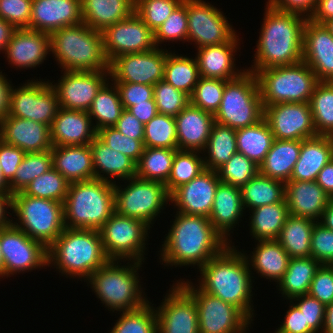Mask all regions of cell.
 Segmentation results:
<instances>
[{
	"instance_id": "74",
	"label": "cell",
	"mask_w": 333,
	"mask_h": 333,
	"mask_svg": "<svg viewBox=\"0 0 333 333\" xmlns=\"http://www.w3.org/2000/svg\"><path fill=\"white\" fill-rule=\"evenodd\" d=\"M318 222L321 223L325 228L333 231V199L329 202L328 206L323 211V214Z\"/></svg>"
},
{
	"instance_id": "60",
	"label": "cell",
	"mask_w": 333,
	"mask_h": 333,
	"mask_svg": "<svg viewBox=\"0 0 333 333\" xmlns=\"http://www.w3.org/2000/svg\"><path fill=\"white\" fill-rule=\"evenodd\" d=\"M291 302L303 312L305 324H308L314 333H322L326 306L309 294L294 297Z\"/></svg>"
},
{
	"instance_id": "26",
	"label": "cell",
	"mask_w": 333,
	"mask_h": 333,
	"mask_svg": "<svg viewBox=\"0 0 333 333\" xmlns=\"http://www.w3.org/2000/svg\"><path fill=\"white\" fill-rule=\"evenodd\" d=\"M4 52L13 68H37L51 54L50 36L28 28L16 29Z\"/></svg>"
},
{
	"instance_id": "35",
	"label": "cell",
	"mask_w": 333,
	"mask_h": 333,
	"mask_svg": "<svg viewBox=\"0 0 333 333\" xmlns=\"http://www.w3.org/2000/svg\"><path fill=\"white\" fill-rule=\"evenodd\" d=\"M257 245L252 254L249 256L244 252L250 270L257 271L261 278L269 279L276 282L281 280L286 272L290 257L285 249L277 240H261L256 241Z\"/></svg>"
},
{
	"instance_id": "13",
	"label": "cell",
	"mask_w": 333,
	"mask_h": 333,
	"mask_svg": "<svg viewBox=\"0 0 333 333\" xmlns=\"http://www.w3.org/2000/svg\"><path fill=\"white\" fill-rule=\"evenodd\" d=\"M187 280V281H185ZM177 282L194 298L199 333H247L252 321L237 307L204 292L188 279Z\"/></svg>"
},
{
	"instance_id": "32",
	"label": "cell",
	"mask_w": 333,
	"mask_h": 333,
	"mask_svg": "<svg viewBox=\"0 0 333 333\" xmlns=\"http://www.w3.org/2000/svg\"><path fill=\"white\" fill-rule=\"evenodd\" d=\"M333 159L332 136L318 135L302 140L299 159L290 181H316L318 173Z\"/></svg>"
},
{
	"instance_id": "25",
	"label": "cell",
	"mask_w": 333,
	"mask_h": 333,
	"mask_svg": "<svg viewBox=\"0 0 333 333\" xmlns=\"http://www.w3.org/2000/svg\"><path fill=\"white\" fill-rule=\"evenodd\" d=\"M0 140L25 153L52 149L49 125L15 116L7 115L0 121Z\"/></svg>"
},
{
	"instance_id": "65",
	"label": "cell",
	"mask_w": 333,
	"mask_h": 333,
	"mask_svg": "<svg viewBox=\"0 0 333 333\" xmlns=\"http://www.w3.org/2000/svg\"><path fill=\"white\" fill-rule=\"evenodd\" d=\"M290 305L284 317V321L276 328L274 333H314L308 324H305L303 312L293 303ZM292 303V304H291Z\"/></svg>"
},
{
	"instance_id": "2",
	"label": "cell",
	"mask_w": 333,
	"mask_h": 333,
	"mask_svg": "<svg viewBox=\"0 0 333 333\" xmlns=\"http://www.w3.org/2000/svg\"><path fill=\"white\" fill-rule=\"evenodd\" d=\"M199 287L226 303L240 309L251 321L254 314L252 297L253 271L250 270L242 250L229 244L220 254L199 269Z\"/></svg>"
},
{
	"instance_id": "44",
	"label": "cell",
	"mask_w": 333,
	"mask_h": 333,
	"mask_svg": "<svg viewBox=\"0 0 333 333\" xmlns=\"http://www.w3.org/2000/svg\"><path fill=\"white\" fill-rule=\"evenodd\" d=\"M236 152V130L215 122L206 148L202 152L205 155H202L205 168L216 171L220 166L226 164Z\"/></svg>"
},
{
	"instance_id": "38",
	"label": "cell",
	"mask_w": 333,
	"mask_h": 333,
	"mask_svg": "<svg viewBox=\"0 0 333 333\" xmlns=\"http://www.w3.org/2000/svg\"><path fill=\"white\" fill-rule=\"evenodd\" d=\"M250 212L248 225L255 241L276 240L290 215L286 201L259 206Z\"/></svg>"
},
{
	"instance_id": "3",
	"label": "cell",
	"mask_w": 333,
	"mask_h": 333,
	"mask_svg": "<svg viewBox=\"0 0 333 333\" xmlns=\"http://www.w3.org/2000/svg\"><path fill=\"white\" fill-rule=\"evenodd\" d=\"M261 32L256 45L254 62L248 71L294 65L302 61L303 29L307 18L278 11L265 4Z\"/></svg>"
},
{
	"instance_id": "22",
	"label": "cell",
	"mask_w": 333,
	"mask_h": 333,
	"mask_svg": "<svg viewBox=\"0 0 333 333\" xmlns=\"http://www.w3.org/2000/svg\"><path fill=\"white\" fill-rule=\"evenodd\" d=\"M220 182L215 170L205 169L190 182L174 189L169 194L170 202L175 210L177 208L176 212L208 218Z\"/></svg>"
},
{
	"instance_id": "43",
	"label": "cell",
	"mask_w": 333,
	"mask_h": 333,
	"mask_svg": "<svg viewBox=\"0 0 333 333\" xmlns=\"http://www.w3.org/2000/svg\"><path fill=\"white\" fill-rule=\"evenodd\" d=\"M113 85V86H112ZM124 107L121 103L118 89L110 79L101 87L94 98L88 114L95 130L113 127L120 118Z\"/></svg>"
},
{
	"instance_id": "71",
	"label": "cell",
	"mask_w": 333,
	"mask_h": 333,
	"mask_svg": "<svg viewBox=\"0 0 333 333\" xmlns=\"http://www.w3.org/2000/svg\"><path fill=\"white\" fill-rule=\"evenodd\" d=\"M316 183L333 199V159L318 173Z\"/></svg>"
},
{
	"instance_id": "49",
	"label": "cell",
	"mask_w": 333,
	"mask_h": 333,
	"mask_svg": "<svg viewBox=\"0 0 333 333\" xmlns=\"http://www.w3.org/2000/svg\"><path fill=\"white\" fill-rule=\"evenodd\" d=\"M52 168L51 150L44 152L26 153L20 163L14 178L9 182L11 194L24 191L38 176Z\"/></svg>"
},
{
	"instance_id": "14",
	"label": "cell",
	"mask_w": 333,
	"mask_h": 333,
	"mask_svg": "<svg viewBox=\"0 0 333 333\" xmlns=\"http://www.w3.org/2000/svg\"><path fill=\"white\" fill-rule=\"evenodd\" d=\"M40 80V81H38ZM51 80L32 79L10 91L8 116H15L51 126L59 107ZM15 87V88H14Z\"/></svg>"
},
{
	"instance_id": "8",
	"label": "cell",
	"mask_w": 333,
	"mask_h": 333,
	"mask_svg": "<svg viewBox=\"0 0 333 333\" xmlns=\"http://www.w3.org/2000/svg\"><path fill=\"white\" fill-rule=\"evenodd\" d=\"M263 108L267 105L309 102L319 82L315 73L304 62L266 68L255 73Z\"/></svg>"
},
{
	"instance_id": "59",
	"label": "cell",
	"mask_w": 333,
	"mask_h": 333,
	"mask_svg": "<svg viewBox=\"0 0 333 333\" xmlns=\"http://www.w3.org/2000/svg\"><path fill=\"white\" fill-rule=\"evenodd\" d=\"M31 15L32 0H0V18L16 29H29Z\"/></svg>"
},
{
	"instance_id": "7",
	"label": "cell",
	"mask_w": 333,
	"mask_h": 333,
	"mask_svg": "<svg viewBox=\"0 0 333 333\" xmlns=\"http://www.w3.org/2000/svg\"><path fill=\"white\" fill-rule=\"evenodd\" d=\"M63 212L65 227L99 230L115 212L114 183L100 179L69 183Z\"/></svg>"
},
{
	"instance_id": "4",
	"label": "cell",
	"mask_w": 333,
	"mask_h": 333,
	"mask_svg": "<svg viewBox=\"0 0 333 333\" xmlns=\"http://www.w3.org/2000/svg\"><path fill=\"white\" fill-rule=\"evenodd\" d=\"M110 259L106 255L99 230L67 228L48 247V267L61 276L87 280Z\"/></svg>"
},
{
	"instance_id": "16",
	"label": "cell",
	"mask_w": 333,
	"mask_h": 333,
	"mask_svg": "<svg viewBox=\"0 0 333 333\" xmlns=\"http://www.w3.org/2000/svg\"><path fill=\"white\" fill-rule=\"evenodd\" d=\"M187 18V42H194L196 49L220 45L238 35L224 13L204 0H187Z\"/></svg>"
},
{
	"instance_id": "51",
	"label": "cell",
	"mask_w": 333,
	"mask_h": 333,
	"mask_svg": "<svg viewBox=\"0 0 333 333\" xmlns=\"http://www.w3.org/2000/svg\"><path fill=\"white\" fill-rule=\"evenodd\" d=\"M154 304L121 313L109 333H157V316Z\"/></svg>"
},
{
	"instance_id": "61",
	"label": "cell",
	"mask_w": 333,
	"mask_h": 333,
	"mask_svg": "<svg viewBox=\"0 0 333 333\" xmlns=\"http://www.w3.org/2000/svg\"><path fill=\"white\" fill-rule=\"evenodd\" d=\"M310 245L311 257L321 265H328L333 260V231L318 221L314 224Z\"/></svg>"
},
{
	"instance_id": "36",
	"label": "cell",
	"mask_w": 333,
	"mask_h": 333,
	"mask_svg": "<svg viewBox=\"0 0 333 333\" xmlns=\"http://www.w3.org/2000/svg\"><path fill=\"white\" fill-rule=\"evenodd\" d=\"M83 22L103 31L135 12V0H81Z\"/></svg>"
},
{
	"instance_id": "21",
	"label": "cell",
	"mask_w": 333,
	"mask_h": 333,
	"mask_svg": "<svg viewBox=\"0 0 333 333\" xmlns=\"http://www.w3.org/2000/svg\"><path fill=\"white\" fill-rule=\"evenodd\" d=\"M108 80L109 71H64L58 82L51 85L56 90L60 108L88 111Z\"/></svg>"
},
{
	"instance_id": "47",
	"label": "cell",
	"mask_w": 333,
	"mask_h": 333,
	"mask_svg": "<svg viewBox=\"0 0 333 333\" xmlns=\"http://www.w3.org/2000/svg\"><path fill=\"white\" fill-rule=\"evenodd\" d=\"M309 104L316 134L333 136V82L319 81Z\"/></svg>"
},
{
	"instance_id": "55",
	"label": "cell",
	"mask_w": 333,
	"mask_h": 333,
	"mask_svg": "<svg viewBox=\"0 0 333 333\" xmlns=\"http://www.w3.org/2000/svg\"><path fill=\"white\" fill-rule=\"evenodd\" d=\"M226 80L200 77L190 96V103L213 115L218 111Z\"/></svg>"
},
{
	"instance_id": "18",
	"label": "cell",
	"mask_w": 333,
	"mask_h": 333,
	"mask_svg": "<svg viewBox=\"0 0 333 333\" xmlns=\"http://www.w3.org/2000/svg\"><path fill=\"white\" fill-rule=\"evenodd\" d=\"M104 53L110 62L117 56L156 48L154 32L134 12L102 31Z\"/></svg>"
},
{
	"instance_id": "5",
	"label": "cell",
	"mask_w": 333,
	"mask_h": 333,
	"mask_svg": "<svg viewBox=\"0 0 333 333\" xmlns=\"http://www.w3.org/2000/svg\"><path fill=\"white\" fill-rule=\"evenodd\" d=\"M121 262L126 263V260H109L84 281L87 286L90 284L102 305L113 313L134 311L149 302L138 275L143 263L128 260L121 265Z\"/></svg>"
},
{
	"instance_id": "24",
	"label": "cell",
	"mask_w": 333,
	"mask_h": 333,
	"mask_svg": "<svg viewBox=\"0 0 333 333\" xmlns=\"http://www.w3.org/2000/svg\"><path fill=\"white\" fill-rule=\"evenodd\" d=\"M82 22L81 0H32L31 30L50 34Z\"/></svg>"
},
{
	"instance_id": "45",
	"label": "cell",
	"mask_w": 333,
	"mask_h": 333,
	"mask_svg": "<svg viewBox=\"0 0 333 333\" xmlns=\"http://www.w3.org/2000/svg\"><path fill=\"white\" fill-rule=\"evenodd\" d=\"M171 51L167 52L164 80L191 96L200 78L196 57L190 58Z\"/></svg>"
},
{
	"instance_id": "29",
	"label": "cell",
	"mask_w": 333,
	"mask_h": 333,
	"mask_svg": "<svg viewBox=\"0 0 333 333\" xmlns=\"http://www.w3.org/2000/svg\"><path fill=\"white\" fill-rule=\"evenodd\" d=\"M174 118L177 149L203 152L215 123L214 115L189 103Z\"/></svg>"
},
{
	"instance_id": "39",
	"label": "cell",
	"mask_w": 333,
	"mask_h": 333,
	"mask_svg": "<svg viewBox=\"0 0 333 333\" xmlns=\"http://www.w3.org/2000/svg\"><path fill=\"white\" fill-rule=\"evenodd\" d=\"M320 263L313 257L290 258L288 268L284 276L277 283L278 291L286 300L308 294ZM279 284V285H278Z\"/></svg>"
},
{
	"instance_id": "57",
	"label": "cell",
	"mask_w": 333,
	"mask_h": 333,
	"mask_svg": "<svg viewBox=\"0 0 333 333\" xmlns=\"http://www.w3.org/2000/svg\"><path fill=\"white\" fill-rule=\"evenodd\" d=\"M182 1L135 0V13L155 32Z\"/></svg>"
},
{
	"instance_id": "54",
	"label": "cell",
	"mask_w": 333,
	"mask_h": 333,
	"mask_svg": "<svg viewBox=\"0 0 333 333\" xmlns=\"http://www.w3.org/2000/svg\"><path fill=\"white\" fill-rule=\"evenodd\" d=\"M187 0H183L154 32V43L159 48L164 42L187 41ZM160 44V45H159Z\"/></svg>"
},
{
	"instance_id": "56",
	"label": "cell",
	"mask_w": 333,
	"mask_h": 333,
	"mask_svg": "<svg viewBox=\"0 0 333 333\" xmlns=\"http://www.w3.org/2000/svg\"><path fill=\"white\" fill-rule=\"evenodd\" d=\"M153 97L157 112L173 117L177 116L190 103L188 94L176 89L165 80L158 81L153 86Z\"/></svg>"
},
{
	"instance_id": "42",
	"label": "cell",
	"mask_w": 333,
	"mask_h": 333,
	"mask_svg": "<svg viewBox=\"0 0 333 333\" xmlns=\"http://www.w3.org/2000/svg\"><path fill=\"white\" fill-rule=\"evenodd\" d=\"M240 189L244 210L285 201V183L259 172Z\"/></svg>"
},
{
	"instance_id": "6",
	"label": "cell",
	"mask_w": 333,
	"mask_h": 333,
	"mask_svg": "<svg viewBox=\"0 0 333 333\" xmlns=\"http://www.w3.org/2000/svg\"><path fill=\"white\" fill-rule=\"evenodd\" d=\"M50 52L61 71H109L102 32L84 22L49 34ZM62 67V68H61Z\"/></svg>"
},
{
	"instance_id": "23",
	"label": "cell",
	"mask_w": 333,
	"mask_h": 333,
	"mask_svg": "<svg viewBox=\"0 0 333 333\" xmlns=\"http://www.w3.org/2000/svg\"><path fill=\"white\" fill-rule=\"evenodd\" d=\"M302 61L318 81L333 82V36L324 24L307 19L303 29Z\"/></svg>"
},
{
	"instance_id": "68",
	"label": "cell",
	"mask_w": 333,
	"mask_h": 333,
	"mask_svg": "<svg viewBox=\"0 0 333 333\" xmlns=\"http://www.w3.org/2000/svg\"><path fill=\"white\" fill-rule=\"evenodd\" d=\"M127 110H129L144 125L158 113L154 97L151 100L136 103L135 105L130 106Z\"/></svg>"
},
{
	"instance_id": "1",
	"label": "cell",
	"mask_w": 333,
	"mask_h": 333,
	"mask_svg": "<svg viewBox=\"0 0 333 333\" xmlns=\"http://www.w3.org/2000/svg\"><path fill=\"white\" fill-rule=\"evenodd\" d=\"M170 222L173 224L158 251L164 266H197L199 270L230 244L207 217L176 212Z\"/></svg>"
},
{
	"instance_id": "76",
	"label": "cell",
	"mask_w": 333,
	"mask_h": 333,
	"mask_svg": "<svg viewBox=\"0 0 333 333\" xmlns=\"http://www.w3.org/2000/svg\"><path fill=\"white\" fill-rule=\"evenodd\" d=\"M0 193H11L9 182L3 176V170L0 163Z\"/></svg>"
},
{
	"instance_id": "33",
	"label": "cell",
	"mask_w": 333,
	"mask_h": 333,
	"mask_svg": "<svg viewBox=\"0 0 333 333\" xmlns=\"http://www.w3.org/2000/svg\"><path fill=\"white\" fill-rule=\"evenodd\" d=\"M89 145L92 152L94 179L116 183L117 179L124 181L136 176V162L130 157L111 149L97 136Z\"/></svg>"
},
{
	"instance_id": "17",
	"label": "cell",
	"mask_w": 333,
	"mask_h": 333,
	"mask_svg": "<svg viewBox=\"0 0 333 333\" xmlns=\"http://www.w3.org/2000/svg\"><path fill=\"white\" fill-rule=\"evenodd\" d=\"M169 49L129 53L117 56L109 62V79L112 82L155 85L164 80L165 61Z\"/></svg>"
},
{
	"instance_id": "62",
	"label": "cell",
	"mask_w": 333,
	"mask_h": 333,
	"mask_svg": "<svg viewBox=\"0 0 333 333\" xmlns=\"http://www.w3.org/2000/svg\"><path fill=\"white\" fill-rule=\"evenodd\" d=\"M308 294L325 306L333 302V269L329 265H320L317 269Z\"/></svg>"
},
{
	"instance_id": "75",
	"label": "cell",
	"mask_w": 333,
	"mask_h": 333,
	"mask_svg": "<svg viewBox=\"0 0 333 333\" xmlns=\"http://www.w3.org/2000/svg\"><path fill=\"white\" fill-rule=\"evenodd\" d=\"M322 333H333V302L325 307V319Z\"/></svg>"
},
{
	"instance_id": "9",
	"label": "cell",
	"mask_w": 333,
	"mask_h": 333,
	"mask_svg": "<svg viewBox=\"0 0 333 333\" xmlns=\"http://www.w3.org/2000/svg\"><path fill=\"white\" fill-rule=\"evenodd\" d=\"M264 117V108L255 73L245 71L240 77L225 82L216 123L232 129L245 128Z\"/></svg>"
},
{
	"instance_id": "53",
	"label": "cell",
	"mask_w": 333,
	"mask_h": 333,
	"mask_svg": "<svg viewBox=\"0 0 333 333\" xmlns=\"http://www.w3.org/2000/svg\"><path fill=\"white\" fill-rule=\"evenodd\" d=\"M216 172L222 183L241 188L259 172V166L242 153L236 152Z\"/></svg>"
},
{
	"instance_id": "67",
	"label": "cell",
	"mask_w": 333,
	"mask_h": 333,
	"mask_svg": "<svg viewBox=\"0 0 333 333\" xmlns=\"http://www.w3.org/2000/svg\"><path fill=\"white\" fill-rule=\"evenodd\" d=\"M130 139H144V124H142L129 110L124 109L117 123L113 126Z\"/></svg>"
},
{
	"instance_id": "50",
	"label": "cell",
	"mask_w": 333,
	"mask_h": 333,
	"mask_svg": "<svg viewBox=\"0 0 333 333\" xmlns=\"http://www.w3.org/2000/svg\"><path fill=\"white\" fill-rule=\"evenodd\" d=\"M144 127V147L177 149V128L173 116L157 113Z\"/></svg>"
},
{
	"instance_id": "66",
	"label": "cell",
	"mask_w": 333,
	"mask_h": 333,
	"mask_svg": "<svg viewBox=\"0 0 333 333\" xmlns=\"http://www.w3.org/2000/svg\"><path fill=\"white\" fill-rule=\"evenodd\" d=\"M266 4L278 11L296 13L309 19L316 9L317 0H268Z\"/></svg>"
},
{
	"instance_id": "20",
	"label": "cell",
	"mask_w": 333,
	"mask_h": 333,
	"mask_svg": "<svg viewBox=\"0 0 333 333\" xmlns=\"http://www.w3.org/2000/svg\"><path fill=\"white\" fill-rule=\"evenodd\" d=\"M264 118L275 139L305 140L316 134L309 102H287L264 107Z\"/></svg>"
},
{
	"instance_id": "73",
	"label": "cell",
	"mask_w": 333,
	"mask_h": 333,
	"mask_svg": "<svg viewBox=\"0 0 333 333\" xmlns=\"http://www.w3.org/2000/svg\"><path fill=\"white\" fill-rule=\"evenodd\" d=\"M15 30L12 24L0 18V52L4 53Z\"/></svg>"
},
{
	"instance_id": "69",
	"label": "cell",
	"mask_w": 333,
	"mask_h": 333,
	"mask_svg": "<svg viewBox=\"0 0 333 333\" xmlns=\"http://www.w3.org/2000/svg\"><path fill=\"white\" fill-rule=\"evenodd\" d=\"M333 19V0H317L316 9L309 20L324 24Z\"/></svg>"
},
{
	"instance_id": "15",
	"label": "cell",
	"mask_w": 333,
	"mask_h": 333,
	"mask_svg": "<svg viewBox=\"0 0 333 333\" xmlns=\"http://www.w3.org/2000/svg\"><path fill=\"white\" fill-rule=\"evenodd\" d=\"M0 250L6 278L48 266V248L13 224L0 229Z\"/></svg>"
},
{
	"instance_id": "41",
	"label": "cell",
	"mask_w": 333,
	"mask_h": 333,
	"mask_svg": "<svg viewBox=\"0 0 333 333\" xmlns=\"http://www.w3.org/2000/svg\"><path fill=\"white\" fill-rule=\"evenodd\" d=\"M317 221L289 215L276 239L290 258L311 256V233Z\"/></svg>"
},
{
	"instance_id": "37",
	"label": "cell",
	"mask_w": 333,
	"mask_h": 333,
	"mask_svg": "<svg viewBox=\"0 0 333 333\" xmlns=\"http://www.w3.org/2000/svg\"><path fill=\"white\" fill-rule=\"evenodd\" d=\"M302 140L275 139L263 162L259 173L272 179L290 181L291 174L299 159Z\"/></svg>"
},
{
	"instance_id": "31",
	"label": "cell",
	"mask_w": 333,
	"mask_h": 333,
	"mask_svg": "<svg viewBox=\"0 0 333 333\" xmlns=\"http://www.w3.org/2000/svg\"><path fill=\"white\" fill-rule=\"evenodd\" d=\"M244 212L241 189L220 182L217 186L212 210L208 218L214 228L230 244H233L229 238L230 234L235 230L234 228L236 227L234 226H237Z\"/></svg>"
},
{
	"instance_id": "70",
	"label": "cell",
	"mask_w": 333,
	"mask_h": 333,
	"mask_svg": "<svg viewBox=\"0 0 333 333\" xmlns=\"http://www.w3.org/2000/svg\"><path fill=\"white\" fill-rule=\"evenodd\" d=\"M1 71V70H0ZM11 81L6 75L0 72V121L9 113L10 91L12 88Z\"/></svg>"
},
{
	"instance_id": "72",
	"label": "cell",
	"mask_w": 333,
	"mask_h": 333,
	"mask_svg": "<svg viewBox=\"0 0 333 333\" xmlns=\"http://www.w3.org/2000/svg\"><path fill=\"white\" fill-rule=\"evenodd\" d=\"M10 208V210H9ZM13 208V195L11 193H0V229L8 227L12 224L13 218L7 217L12 215L7 210L11 211Z\"/></svg>"
},
{
	"instance_id": "52",
	"label": "cell",
	"mask_w": 333,
	"mask_h": 333,
	"mask_svg": "<svg viewBox=\"0 0 333 333\" xmlns=\"http://www.w3.org/2000/svg\"><path fill=\"white\" fill-rule=\"evenodd\" d=\"M69 182L53 167L35 178L23 191L26 195L64 203Z\"/></svg>"
},
{
	"instance_id": "12",
	"label": "cell",
	"mask_w": 333,
	"mask_h": 333,
	"mask_svg": "<svg viewBox=\"0 0 333 333\" xmlns=\"http://www.w3.org/2000/svg\"><path fill=\"white\" fill-rule=\"evenodd\" d=\"M150 228L141 220L114 212L99 229L106 255L110 260L144 262Z\"/></svg>"
},
{
	"instance_id": "46",
	"label": "cell",
	"mask_w": 333,
	"mask_h": 333,
	"mask_svg": "<svg viewBox=\"0 0 333 333\" xmlns=\"http://www.w3.org/2000/svg\"><path fill=\"white\" fill-rule=\"evenodd\" d=\"M178 149L144 147L136 163V177L166 184Z\"/></svg>"
},
{
	"instance_id": "34",
	"label": "cell",
	"mask_w": 333,
	"mask_h": 333,
	"mask_svg": "<svg viewBox=\"0 0 333 333\" xmlns=\"http://www.w3.org/2000/svg\"><path fill=\"white\" fill-rule=\"evenodd\" d=\"M52 167L69 183L94 179L90 145L52 146Z\"/></svg>"
},
{
	"instance_id": "27",
	"label": "cell",
	"mask_w": 333,
	"mask_h": 333,
	"mask_svg": "<svg viewBox=\"0 0 333 333\" xmlns=\"http://www.w3.org/2000/svg\"><path fill=\"white\" fill-rule=\"evenodd\" d=\"M239 36L220 45L203 46L196 49V60L200 77L230 81L240 77L247 69L236 68L235 55L239 50ZM235 62V63H234Z\"/></svg>"
},
{
	"instance_id": "19",
	"label": "cell",
	"mask_w": 333,
	"mask_h": 333,
	"mask_svg": "<svg viewBox=\"0 0 333 333\" xmlns=\"http://www.w3.org/2000/svg\"><path fill=\"white\" fill-rule=\"evenodd\" d=\"M160 304L155 308L157 333H199L194 298L177 281Z\"/></svg>"
},
{
	"instance_id": "40",
	"label": "cell",
	"mask_w": 333,
	"mask_h": 333,
	"mask_svg": "<svg viewBox=\"0 0 333 333\" xmlns=\"http://www.w3.org/2000/svg\"><path fill=\"white\" fill-rule=\"evenodd\" d=\"M275 138L263 117L254 125L236 130L237 152L259 166L269 152Z\"/></svg>"
},
{
	"instance_id": "11",
	"label": "cell",
	"mask_w": 333,
	"mask_h": 333,
	"mask_svg": "<svg viewBox=\"0 0 333 333\" xmlns=\"http://www.w3.org/2000/svg\"><path fill=\"white\" fill-rule=\"evenodd\" d=\"M118 183L120 182L114 183L115 212L141 220L152 228L155 218L157 219L166 204L170 202L165 184L136 176L125 180L127 187L125 185L121 187Z\"/></svg>"
},
{
	"instance_id": "79",
	"label": "cell",
	"mask_w": 333,
	"mask_h": 333,
	"mask_svg": "<svg viewBox=\"0 0 333 333\" xmlns=\"http://www.w3.org/2000/svg\"><path fill=\"white\" fill-rule=\"evenodd\" d=\"M328 265L333 269V260Z\"/></svg>"
},
{
	"instance_id": "58",
	"label": "cell",
	"mask_w": 333,
	"mask_h": 333,
	"mask_svg": "<svg viewBox=\"0 0 333 333\" xmlns=\"http://www.w3.org/2000/svg\"><path fill=\"white\" fill-rule=\"evenodd\" d=\"M97 137L108 147L120 152L136 163L144 150L143 140L130 139L114 127H104L97 131Z\"/></svg>"
},
{
	"instance_id": "48",
	"label": "cell",
	"mask_w": 333,
	"mask_h": 333,
	"mask_svg": "<svg viewBox=\"0 0 333 333\" xmlns=\"http://www.w3.org/2000/svg\"><path fill=\"white\" fill-rule=\"evenodd\" d=\"M199 151L177 150L173 158L171 172L165 184L170 194L177 187L190 182L205 170L204 158Z\"/></svg>"
},
{
	"instance_id": "77",
	"label": "cell",
	"mask_w": 333,
	"mask_h": 333,
	"mask_svg": "<svg viewBox=\"0 0 333 333\" xmlns=\"http://www.w3.org/2000/svg\"><path fill=\"white\" fill-rule=\"evenodd\" d=\"M324 26L328 29L330 34L333 36V19L326 21L324 23Z\"/></svg>"
},
{
	"instance_id": "64",
	"label": "cell",
	"mask_w": 333,
	"mask_h": 333,
	"mask_svg": "<svg viewBox=\"0 0 333 333\" xmlns=\"http://www.w3.org/2000/svg\"><path fill=\"white\" fill-rule=\"evenodd\" d=\"M25 152L13 145L0 140V163L3 170V176L10 182L25 157Z\"/></svg>"
},
{
	"instance_id": "78",
	"label": "cell",
	"mask_w": 333,
	"mask_h": 333,
	"mask_svg": "<svg viewBox=\"0 0 333 333\" xmlns=\"http://www.w3.org/2000/svg\"><path fill=\"white\" fill-rule=\"evenodd\" d=\"M4 278V263H3V256L0 250V279Z\"/></svg>"
},
{
	"instance_id": "10",
	"label": "cell",
	"mask_w": 333,
	"mask_h": 333,
	"mask_svg": "<svg viewBox=\"0 0 333 333\" xmlns=\"http://www.w3.org/2000/svg\"><path fill=\"white\" fill-rule=\"evenodd\" d=\"M12 224L47 248L65 229L63 203L26 195L13 194ZM18 221V222H17Z\"/></svg>"
},
{
	"instance_id": "28",
	"label": "cell",
	"mask_w": 333,
	"mask_h": 333,
	"mask_svg": "<svg viewBox=\"0 0 333 333\" xmlns=\"http://www.w3.org/2000/svg\"><path fill=\"white\" fill-rule=\"evenodd\" d=\"M96 136L88 111L59 108L50 126L52 146L87 145Z\"/></svg>"
},
{
	"instance_id": "63",
	"label": "cell",
	"mask_w": 333,
	"mask_h": 333,
	"mask_svg": "<svg viewBox=\"0 0 333 333\" xmlns=\"http://www.w3.org/2000/svg\"><path fill=\"white\" fill-rule=\"evenodd\" d=\"M116 85L124 109L153 98V85L112 82Z\"/></svg>"
},
{
	"instance_id": "30",
	"label": "cell",
	"mask_w": 333,
	"mask_h": 333,
	"mask_svg": "<svg viewBox=\"0 0 333 333\" xmlns=\"http://www.w3.org/2000/svg\"><path fill=\"white\" fill-rule=\"evenodd\" d=\"M332 198L316 181H288L285 183V201L289 214L319 221Z\"/></svg>"
}]
</instances>
